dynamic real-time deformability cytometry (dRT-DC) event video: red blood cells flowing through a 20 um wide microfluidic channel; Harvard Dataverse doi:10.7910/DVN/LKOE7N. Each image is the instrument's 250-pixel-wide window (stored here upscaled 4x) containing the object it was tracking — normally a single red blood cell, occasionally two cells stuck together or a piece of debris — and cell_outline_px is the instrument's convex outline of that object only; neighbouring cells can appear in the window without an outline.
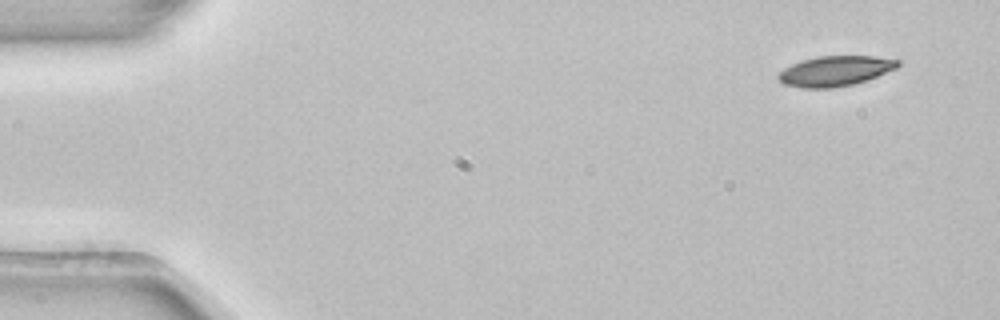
{"species": "common noctule bat (a hibernating species)", "species_latin": "Nyctalus noctula", "temperature_condition": "room temperature", "stored_images_in_passage": 3, "camera_frame_rate_fps": 3000, "um_per_image_px": 0.085, "animal": {"sex": "female", "body_mass_g": 22.7, "forearm_length_mm": 54.2}, "frame": {"image": 1, "passage_image": 1, "time_ms": 0.0, "image_size_px": [1000, 320], "cell_outline_px": [[900, 64], [896, 68], [868, 80], [852, 84], [832, 88], [804, 88], [784, 84], [776, 76], [784, 68], [800, 60], [820, 56], [872, 56], [900, 60]], "centroid_in_image_um": [70.99, 6.03], "position_along_channel_um": 14.0, "area_um2": 20.92}}